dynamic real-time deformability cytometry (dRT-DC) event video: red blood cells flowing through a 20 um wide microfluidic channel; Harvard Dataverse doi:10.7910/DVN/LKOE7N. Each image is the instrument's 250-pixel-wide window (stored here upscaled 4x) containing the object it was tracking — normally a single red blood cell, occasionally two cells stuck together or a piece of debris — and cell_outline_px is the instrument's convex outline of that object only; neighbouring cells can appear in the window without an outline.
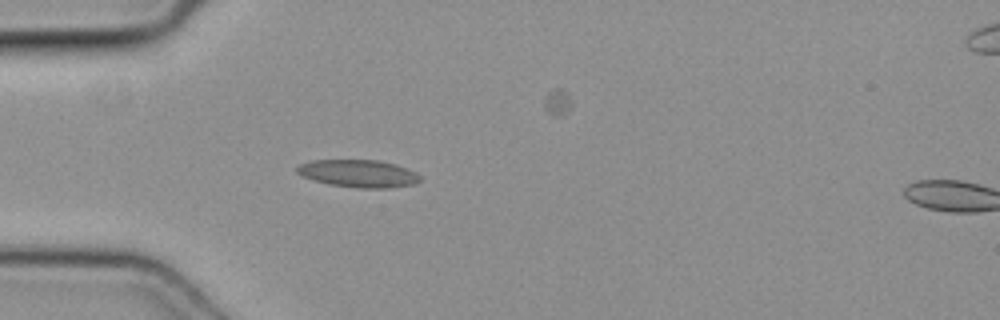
{"species": "common noctule bat (a hibernating species)", "species_latin": "Nyctalus noctula", "temperature_condition": "cold", "stored_images_in_passage": 36, "camera_frame_rate_fps": 3000, "um_per_image_px": 0.085, "animal": {"sex": "female", "body_mass_g": 19.3, "forearm_length_mm": 54.1}, "frame": {"image": 1, "passage_image": 1, "time_ms": 0.0, "image_size_px": [1000, 320], "cell_outline_px": [[420, 180], [416, 184], [392, 188], [356, 188], [328, 184], [304, 176], [296, 172], [296, 168], [300, 164], [312, 160], [376, 160], [396, 164], [416, 172], [420, 176]], "centroid_in_image_um": [30.51, 14.75], "position_along_channel_um": 54.5, "area_um2": 19.77}}
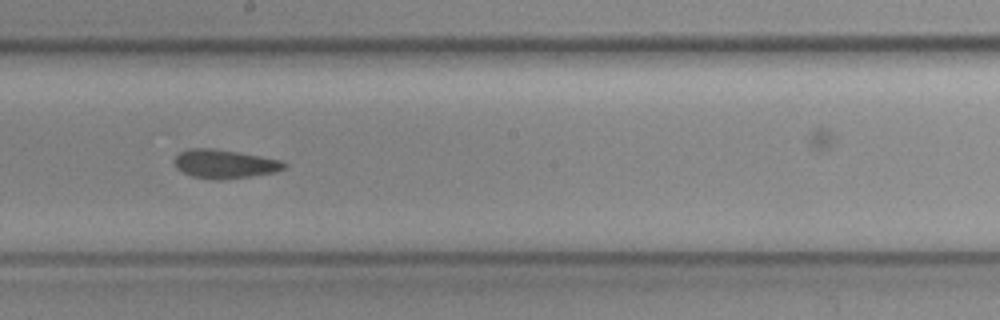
{"frame": {"image": 2, "passage_image": 14, "time_ms": 4.333, "image_size_px": [1000, 320], "cell_outline_px": [[288, 164], [284, 168], [276, 172], [252, 176], [224, 180], [212, 180], [192, 176], [176, 168], [172, 160], [180, 152], [188, 148], [212, 148], [236, 152], [280, 160]], "centroid_in_image_um": [19.05, 13.95], "position_along_channel_um": 229.1, "area_um2": 18.44}}
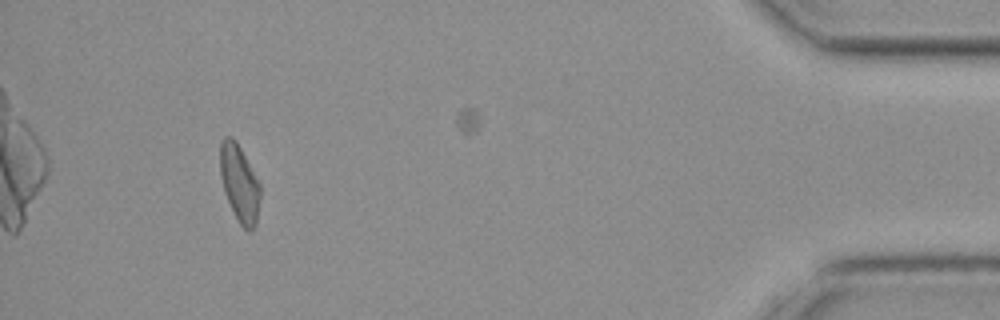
{"frame": {"image": 3, "passage_image": 32, "time_ms": 10.333, "image_size_px": [1000, 320], "cell_outline_px": [[260, 200], [256, 224], [252, 232], [248, 232], [240, 224], [224, 192], [220, 176], [220, 144], [224, 136], [232, 136], [236, 140], [260, 184]], "centroid_in_image_um": [20.35, 15.58], "position_along_channel_um": 414.8, "area_um2": 17.98}}